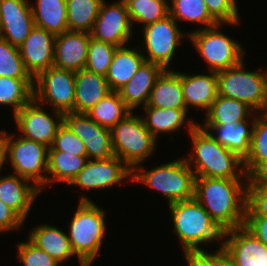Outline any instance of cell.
Masks as SVG:
<instances>
[{
  "mask_svg": "<svg viewBox=\"0 0 267 266\" xmlns=\"http://www.w3.org/2000/svg\"><path fill=\"white\" fill-rule=\"evenodd\" d=\"M133 29L127 7L122 2L108 5L103 0L90 34L94 39L123 47L132 39Z\"/></svg>",
  "mask_w": 267,
  "mask_h": 266,
  "instance_id": "13",
  "label": "cell"
},
{
  "mask_svg": "<svg viewBox=\"0 0 267 266\" xmlns=\"http://www.w3.org/2000/svg\"><path fill=\"white\" fill-rule=\"evenodd\" d=\"M126 178H132V170L114 155L107 159L88 160L69 186L76 185L86 191L98 190L124 184Z\"/></svg>",
  "mask_w": 267,
  "mask_h": 266,
  "instance_id": "14",
  "label": "cell"
},
{
  "mask_svg": "<svg viewBox=\"0 0 267 266\" xmlns=\"http://www.w3.org/2000/svg\"><path fill=\"white\" fill-rule=\"evenodd\" d=\"M222 248L238 266H267V246L244 226L225 231Z\"/></svg>",
  "mask_w": 267,
  "mask_h": 266,
  "instance_id": "18",
  "label": "cell"
},
{
  "mask_svg": "<svg viewBox=\"0 0 267 266\" xmlns=\"http://www.w3.org/2000/svg\"><path fill=\"white\" fill-rule=\"evenodd\" d=\"M33 98L62 113L74 112L75 72L52 66L34 79Z\"/></svg>",
  "mask_w": 267,
  "mask_h": 266,
  "instance_id": "10",
  "label": "cell"
},
{
  "mask_svg": "<svg viewBox=\"0 0 267 266\" xmlns=\"http://www.w3.org/2000/svg\"><path fill=\"white\" fill-rule=\"evenodd\" d=\"M126 7L132 25L141 23L142 27L169 15V0H133Z\"/></svg>",
  "mask_w": 267,
  "mask_h": 266,
  "instance_id": "37",
  "label": "cell"
},
{
  "mask_svg": "<svg viewBox=\"0 0 267 266\" xmlns=\"http://www.w3.org/2000/svg\"><path fill=\"white\" fill-rule=\"evenodd\" d=\"M169 210L184 256L204 254L199 246L219 240L222 248L224 231L195 198L169 204Z\"/></svg>",
  "mask_w": 267,
  "mask_h": 266,
  "instance_id": "3",
  "label": "cell"
},
{
  "mask_svg": "<svg viewBox=\"0 0 267 266\" xmlns=\"http://www.w3.org/2000/svg\"><path fill=\"white\" fill-rule=\"evenodd\" d=\"M254 111L245 103L218 95L211 108L205 113L203 125H222L251 120Z\"/></svg>",
  "mask_w": 267,
  "mask_h": 266,
  "instance_id": "31",
  "label": "cell"
},
{
  "mask_svg": "<svg viewBox=\"0 0 267 266\" xmlns=\"http://www.w3.org/2000/svg\"><path fill=\"white\" fill-rule=\"evenodd\" d=\"M132 181L159 191L168 205L194 198L195 174L184 157L146 171L143 167H135Z\"/></svg>",
  "mask_w": 267,
  "mask_h": 266,
  "instance_id": "5",
  "label": "cell"
},
{
  "mask_svg": "<svg viewBox=\"0 0 267 266\" xmlns=\"http://www.w3.org/2000/svg\"><path fill=\"white\" fill-rule=\"evenodd\" d=\"M28 179L11 173L0 176V200L12 208L24 221L41 190Z\"/></svg>",
  "mask_w": 267,
  "mask_h": 266,
  "instance_id": "20",
  "label": "cell"
},
{
  "mask_svg": "<svg viewBox=\"0 0 267 266\" xmlns=\"http://www.w3.org/2000/svg\"><path fill=\"white\" fill-rule=\"evenodd\" d=\"M246 216L267 217V185L247 184Z\"/></svg>",
  "mask_w": 267,
  "mask_h": 266,
  "instance_id": "43",
  "label": "cell"
},
{
  "mask_svg": "<svg viewBox=\"0 0 267 266\" xmlns=\"http://www.w3.org/2000/svg\"><path fill=\"white\" fill-rule=\"evenodd\" d=\"M24 225V220L0 200V232L14 231Z\"/></svg>",
  "mask_w": 267,
  "mask_h": 266,
  "instance_id": "44",
  "label": "cell"
},
{
  "mask_svg": "<svg viewBox=\"0 0 267 266\" xmlns=\"http://www.w3.org/2000/svg\"><path fill=\"white\" fill-rule=\"evenodd\" d=\"M142 119L146 128L156 138L161 133H179V129L185 124L187 119V109L157 108L144 106Z\"/></svg>",
  "mask_w": 267,
  "mask_h": 266,
  "instance_id": "30",
  "label": "cell"
},
{
  "mask_svg": "<svg viewBox=\"0 0 267 266\" xmlns=\"http://www.w3.org/2000/svg\"><path fill=\"white\" fill-rule=\"evenodd\" d=\"M146 106L186 109L181 86V72L165 69L157 78Z\"/></svg>",
  "mask_w": 267,
  "mask_h": 266,
  "instance_id": "27",
  "label": "cell"
},
{
  "mask_svg": "<svg viewBox=\"0 0 267 266\" xmlns=\"http://www.w3.org/2000/svg\"><path fill=\"white\" fill-rule=\"evenodd\" d=\"M244 227L267 246V217L245 216Z\"/></svg>",
  "mask_w": 267,
  "mask_h": 266,
  "instance_id": "45",
  "label": "cell"
},
{
  "mask_svg": "<svg viewBox=\"0 0 267 266\" xmlns=\"http://www.w3.org/2000/svg\"><path fill=\"white\" fill-rule=\"evenodd\" d=\"M103 0H66L69 31L91 32Z\"/></svg>",
  "mask_w": 267,
  "mask_h": 266,
  "instance_id": "32",
  "label": "cell"
},
{
  "mask_svg": "<svg viewBox=\"0 0 267 266\" xmlns=\"http://www.w3.org/2000/svg\"><path fill=\"white\" fill-rule=\"evenodd\" d=\"M246 69L243 59L233 67L217 72L218 95L239 100L258 114L267 102V71Z\"/></svg>",
  "mask_w": 267,
  "mask_h": 266,
  "instance_id": "8",
  "label": "cell"
},
{
  "mask_svg": "<svg viewBox=\"0 0 267 266\" xmlns=\"http://www.w3.org/2000/svg\"><path fill=\"white\" fill-rule=\"evenodd\" d=\"M48 150L65 151L73 155L87 156L83 141L64 122L56 133L53 145Z\"/></svg>",
  "mask_w": 267,
  "mask_h": 266,
  "instance_id": "42",
  "label": "cell"
},
{
  "mask_svg": "<svg viewBox=\"0 0 267 266\" xmlns=\"http://www.w3.org/2000/svg\"><path fill=\"white\" fill-rule=\"evenodd\" d=\"M132 111L116 91H111L86 114L102 127L112 129Z\"/></svg>",
  "mask_w": 267,
  "mask_h": 266,
  "instance_id": "34",
  "label": "cell"
},
{
  "mask_svg": "<svg viewBox=\"0 0 267 266\" xmlns=\"http://www.w3.org/2000/svg\"><path fill=\"white\" fill-rule=\"evenodd\" d=\"M118 1L122 2L126 6L129 2H131L133 0H118Z\"/></svg>",
  "mask_w": 267,
  "mask_h": 266,
  "instance_id": "50",
  "label": "cell"
},
{
  "mask_svg": "<svg viewBox=\"0 0 267 266\" xmlns=\"http://www.w3.org/2000/svg\"><path fill=\"white\" fill-rule=\"evenodd\" d=\"M5 163V157H4V144L2 141V136L0 134V172H2V167Z\"/></svg>",
  "mask_w": 267,
  "mask_h": 266,
  "instance_id": "49",
  "label": "cell"
},
{
  "mask_svg": "<svg viewBox=\"0 0 267 266\" xmlns=\"http://www.w3.org/2000/svg\"><path fill=\"white\" fill-rule=\"evenodd\" d=\"M114 155L131 170L141 167L155 152L157 139L146 128L141 116L129 113L111 129Z\"/></svg>",
  "mask_w": 267,
  "mask_h": 266,
  "instance_id": "7",
  "label": "cell"
},
{
  "mask_svg": "<svg viewBox=\"0 0 267 266\" xmlns=\"http://www.w3.org/2000/svg\"><path fill=\"white\" fill-rule=\"evenodd\" d=\"M33 78L0 76V105L12 106L13 115L33 99Z\"/></svg>",
  "mask_w": 267,
  "mask_h": 266,
  "instance_id": "33",
  "label": "cell"
},
{
  "mask_svg": "<svg viewBox=\"0 0 267 266\" xmlns=\"http://www.w3.org/2000/svg\"><path fill=\"white\" fill-rule=\"evenodd\" d=\"M17 256L23 266H60L61 264L49 256L29 239L17 244Z\"/></svg>",
  "mask_w": 267,
  "mask_h": 266,
  "instance_id": "40",
  "label": "cell"
},
{
  "mask_svg": "<svg viewBox=\"0 0 267 266\" xmlns=\"http://www.w3.org/2000/svg\"><path fill=\"white\" fill-rule=\"evenodd\" d=\"M0 76L32 78L25 69L19 47L0 37Z\"/></svg>",
  "mask_w": 267,
  "mask_h": 266,
  "instance_id": "39",
  "label": "cell"
},
{
  "mask_svg": "<svg viewBox=\"0 0 267 266\" xmlns=\"http://www.w3.org/2000/svg\"><path fill=\"white\" fill-rule=\"evenodd\" d=\"M5 161L9 160L14 174L28 179L41 192L47 186L48 148L45 144L15 137L1 130ZM44 173V174H43Z\"/></svg>",
  "mask_w": 267,
  "mask_h": 266,
  "instance_id": "6",
  "label": "cell"
},
{
  "mask_svg": "<svg viewBox=\"0 0 267 266\" xmlns=\"http://www.w3.org/2000/svg\"><path fill=\"white\" fill-rule=\"evenodd\" d=\"M55 35L34 26L19 46L25 69L35 79L41 72L53 66Z\"/></svg>",
  "mask_w": 267,
  "mask_h": 266,
  "instance_id": "17",
  "label": "cell"
},
{
  "mask_svg": "<svg viewBox=\"0 0 267 266\" xmlns=\"http://www.w3.org/2000/svg\"><path fill=\"white\" fill-rule=\"evenodd\" d=\"M243 182V179L195 177L194 198L224 232L245 224L248 183Z\"/></svg>",
  "mask_w": 267,
  "mask_h": 266,
  "instance_id": "1",
  "label": "cell"
},
{
  "mask_svg": "<svg viewBox=\"0 0 267 266\" xmlns=\"http://www.w3.org/2000/svg\"><path fill=\"white\" fill-rule=\"evenodd\" d=\"M255 114L256 112L251 115V123H249L250 121L247 119L239 123L201 126L207 130L219 144L236 153L244 160L250 151ZM214 132L217 134H214Z\"/></svg>",
  "mask_w": 267,
  "mask_h": 266,
  "instance_id": "23",
  "label": "cell"
},
{
  "mask_svg": "<svg viewBox=\"0 0 267 266\" xmlns=\"http://www.w3.org/2000/svg\"><path fill=\"white\" fill-rule=\"evenodd\" d=\"M29 0H0V37L19 47L34 28Z\"/></svg>",
  "mask_w": 267,
  "mask_h": 266,
  "instance_id": "16",
  "label": "cell"
},
{
  "mask_svg": "<svg viewBox=\"0 0 267 266\" xmlns=\"http://www.w3.org/2000/svg\"><path fill=\"white\" fill-rule=\"evenodd\" d=\"M248 184L267 185V160L261 162L249 175Z\"/></svg>",
  "mask_w": 267,
  "mask_h": 266,
  "instance_id": "47",
  "label": "cell"
},
{
  "mask_svg": "<svg viewBox=\"0 0 267 266\" xmlns=\"http://www.w3.org/2000/svg\"><path fill=\"white\" fill-rule=\"evenodd\" d=\"M209 14L222 25L239 24L240 16L236 0H204Z\"/></svg>",
  "mask_w": 267,
  "mask_h": 266,
  "instance_id": "41",
  "label": "cell"
},
{
  "mask_svg": "<svg viewBox=\"0 0 267 266\" xmlns=\"http://www.w3.org/2000/svg\"><path fill=\"white\" fill-rule=\"evenodd\" d=\"M221 23L200 28L187 34L193 47L209 65L208 70L219 72L239 64L244 56V48L237 40L223 34L218 29Z\"/></svg>",
  "mask_w": 267,
  "mask_h": 266,
  "instance_id": "9",
  "label": "cell"
},
{
  "mask_svg": "<svg viewBox=\"0 0 267 266\" xmlns=\"http://www.w3.org/2000/svg\"><path fill=\"white\" fill-rule=\"evenodd\" d=\"M143 28V43L148 56L146 61L158 64L164 69H170L172 58L185 36L178 27L177 21L169 14L165 18L145 25Z\"/></svg>",
  "mask_w": 267,
  "mask_h": 266,
  "instance_id": "11",
  "label": "cell"
},
{
  "mask_svg": "<svg viewBox=\"0 0 267 266\" xmlns=\"http://www.w3.org/2000/svg\"><path fill=\"white\" fill-rule=\"evenodd\" d=\"M135 47L137 49L123 46L115 50L112 62L105 76L111 91L117 92L128 83L146 61L143 52L138 49V46Z\"/></svg>",
  "mask_w": 267,
  "mask_h": 266,
  "instance_id": "26",
  "label": "cell"
},
{
  "mask_svg": "<svg viewBox=\"0 0 267 266\" xmlns=\"http://www.w3.org/2000/svg\"><path fill=\"white\" fill-rule=\"evenodd\" d=\"M186 121L194 151L184 159L194 171L195 177L245 178V182H248L242 158L219 144L200 123L188 119Z\"/></svg>",
  "mask_w": 267,
  "mask_h": 266,
  "instance_id": "2",
  "label": "cell"
},
{
  "mask_svg": "<svg viewBox=\"0 0 267 266\" xmlns=\"http://www.w3.org/2000/svg\"><path fill=\"white\" fill-rule=\"evenodd\" d=\"M88 161L87 156H78L65 151L48 150L47 185L55 182H66L67 185L83 169Z\"/></svg>",
  "mask_w": 267,
  "mask_h": 266,
  "instance_id": "29",
  "label": "cell"
},
{
  "mask_svg": "<svg viewBox=\"0 0 267 266\" xmlns=\"http://www.w3.org/2000/svg\"><path fill=\"white\" fill-rule=\"evenodd\" d=\"M262 113H263L265 116H267V102H266V106H265L264 110L262 111Z\"/></svg>",
  "mask_w": 267,
  "mask_h": 266,
  "instance_id": "51",
  "label": "cell"
},
{
  "mask_svg": "<svg viewBox=\"0 0 267 266\" xmlns=\"http://www.w3.org/2000/svg\"><path fill=\"white\" fill-rule=\"evenodd\" d=\"M28 239L61 265L69 258L75 257L67 233L54 225L44 223L35 226L29 232Z\"/></svg>",
  "mask_w": 267,
  "mask_h": 266,
  "instance_id": "25",
  "label": "cell"
},
{
  "mask_svg": "<svg viewBox=\"0 0 267 266\" xmlns=\"http://www.w3.org/2000/svg\"><path fill=\"white\" fill-rule=\"evenodd\" d=\"M213 266H238L231 255L223 248L217 249L216 252L206 251L202 254Z\"/></svg>",
  "mask_w": 267,
  "mask_h": 266,
  "instance_id": "46",
  "label": "cell"
},
{
  "mask_svg": "<svg viewBox=\"0 0 267 266\" xmlns=\"http://www.w3.org/2000/svg\"><path fill=\"white\" fill-rule=\"evenodd\" d=\"M117 48L90 36L85 69L106 76Z\"/></svg>",
  "mask_w": 267,
  "mask_h": 266,
  "instance_id": "38",
  "label": "cell"
},
{
  "mask_svg": "<svg viewBox=\"0 0 267 266\" xmlns=\"http://www.w3.org/2000/svg\"><path fill=\"white\" fill-rule=\"evenodd\" d=\"M64 123L83 141L88 160L114 156L111 130L98 125L86 113L66 112Z\"/></svg>",
  "mask_w": 267,
  "mask_h": 266,
  "instance_id": "15",
  "label": "cell"
},
{
  "mask_svg": "<svg viewBox=\"0 0 267 266\" xmlns=\"http://www.w3.org/2000/svg\"><path fill=\"white\" fill-rule=\"evenodd\" d=\"M111 92L106 77L81 69L75 72V113H87Z\"/></svg>",
  "mask_w": 267,
  "mask_h": 266,
  "instance_id": "24",
  "label": "cell"
},
{
  "mask_svg": "<svg viewBox=\"0 0 267 266\" xmlns=\"http://www.w3.org/2000/svg\"><path fill=\"white\" fill-rule=\"evenodd\" d=\"M52 110L54 117L45 112L34 98L25 104L13 115L20 136L51 147L59 127L64 122V113Z\"/></svg>",
  "mask_w": 267,
  "mask_h": 266,
  "instance_id": "12",
  "label": "cell"
},
{
  "mask_svg": "<svg viewBox=\"0 0 267 266\" xmlns=\"http://www.w3.org/2000/svg\"><path fill=\"white\" fill-rule=\"evenodd\" d=\"M105 213L87 196L80 198L67 236L81 266H91L100 252L107 229Z\"/></svg>",
  "mask_w": 267,
  "mask_h": 266,
  "instance_id": "4",
  "label": "cell"
},
{
  "mask_svg": "<svg viewBox=\"0 0 267 266\" xmlns=\"http://www.w3.org/2000/svg\"><path fill=\"white\" fill-rule=\"evenodd\" d=\"M35 4L31 3V9L36 27L55 36L68 30L66 0H35Z\"/></svg>",
  "mask_w": 267,
  "mask_h": 266,
  "instance_id": "28",
  "label": "cell"
},
{
  "mask_svg": "<svg viewBox=\"0 0 267 266\" xmlns=\"http://www.w3.org/2000/svg\"><path fill=\"white\" fill-rule=\"evenodd\" d=\"M164 70L158 64L145 61L129 82L117 91L120 98L132 112L137 107L147 105L151 90Z\"/></svg>",
  "mask_w": 267,
  "mask_h": 266,
  "instance_id": "21",
  "label": "cell"
},
{
  "mask_svg": "<svg viewBox=\"0 0 267 266\" xmlns=\"http://www.w3.org/2000/svg\"><path fill=\"white\" fill-rule=\"evenodd\" d=\"M169 14L179 20L202 24L204 28L214 26L218 22L209 14L204 0H170ZM172 3V4H171Z\"/></svg>",
  "mask_w": 267,
  "mask_h": 266,
  "instance_id": "35",
  "label": "cell"
},
{
  "mask_svg": "<svg viewBox=\"0 0 267 266\" xmlns=\"http://www.w3.org/2000/svg\"><path fill=\"white\" fill-rule=\"evenodd\" d=\"M208 74H188L181 72V86L186 109L194 107L206 113L218 96L217 72Z\"/></svg>",
  "mask_w": 267,
  "mask_h": 266,
  "instance_id": "22",
  "label": "cell"
},
{
  "mask_svg": "<svg viewBox=\"0 0 267 266\" xmlns=\"http://www.w3.org/2000/svg\"><path fill=\"white\" fill-rule=\"evenodd\" d=\"M188 266H213L202 254L184 256Z\"/></svg>",
  "mask_w": 267,
  "mask_h": 266,
  "instance_id": "48",
  "label": "cell"
},
{
  "mask_svg": "<svg viewBox=\"0 0 267 266\" xmlns=\"http://www.w3.org/2000/svg\"><path fill=\"white\" fill-rule=\"evenodd\" d=\"M267 160V116L255 115L250 151L243 160L247 176L263 161Z\"/></svg>",
  "mask_w": 267,
  "mask_h": 266,
  "instance_id": "36",
  "label": "cell"
},
{
  "mask_svg": "<svg viewBox=\"0 0 267 266\" xmlns=\"http://www.w3.org/2000/svg\"><path fill=\"white\" fill-rule=\"evenodd\" d=\"M91 34L65 31L55 36L53 66L77 72L85 68Z\"/></svg>",
  "mask_w": 267,
  "mask_h": 266,
  "instance_id": "19",
  "label": "cell"
}]
</instances>
